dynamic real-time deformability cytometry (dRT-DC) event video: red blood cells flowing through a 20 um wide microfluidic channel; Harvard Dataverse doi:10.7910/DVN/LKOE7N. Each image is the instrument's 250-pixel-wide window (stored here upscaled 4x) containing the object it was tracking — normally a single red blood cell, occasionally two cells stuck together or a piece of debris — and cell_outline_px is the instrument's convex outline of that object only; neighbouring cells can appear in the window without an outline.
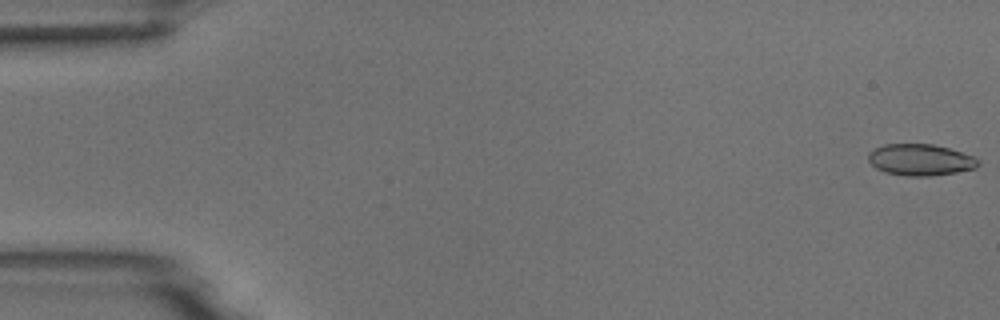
{"species": "common noctule bat (a hibernating species)", "species_latin": "Nyctalus noctula", "temperature_condition": "room temperature", "stored_images_in_passage": 5, "camera_frame_rate_fps": 3000, "um_per_image_px": 0.085, "animal": {"sex": "male", "body_mass_g": 18.8}, "frame": {"image": 1, "passage_image": 1, "time_ms": 0.0, "image_size_px": [1000, 320], "cell_outline_px": [[980, 164], [976, 168], [956, 172], [932, 176], [908, 176], [884, 172], [876, 168], [868, 160], [868, 152], [884, 144], [932, 144], [948, 148], [976, 156], [980, 160]], "centroid_in_image_um": [78.26, 13.58], "position_along_channel_um": 6.7, "area_um2": 20.29}}
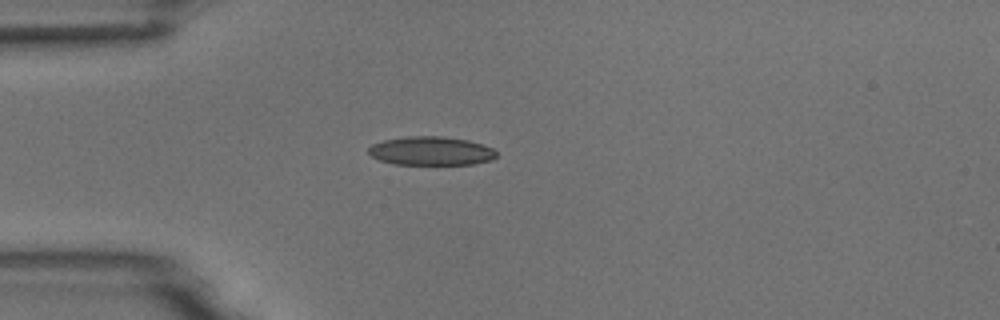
{"frame": {"image": 2, "passage_image": 5, "time_ms": 1.333, "image_size_px": [1000, 320], "cell_outline_px": [[496, 156], [492, 160], [472, 164], [392, 164], [380, 160], [372, 156], [368, 152], [368, 148], [372, 144], [384, 140], [408, 136], [444, 136], [468, 140], [492, 148], [496, 152]], "centroid_in_image_um": [36.62, 12.83], "position_along_channel_um": 48.4, "area_um2": 21.33}}